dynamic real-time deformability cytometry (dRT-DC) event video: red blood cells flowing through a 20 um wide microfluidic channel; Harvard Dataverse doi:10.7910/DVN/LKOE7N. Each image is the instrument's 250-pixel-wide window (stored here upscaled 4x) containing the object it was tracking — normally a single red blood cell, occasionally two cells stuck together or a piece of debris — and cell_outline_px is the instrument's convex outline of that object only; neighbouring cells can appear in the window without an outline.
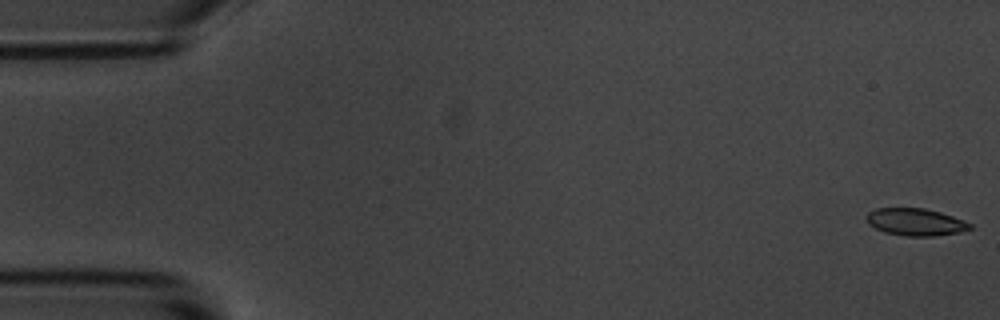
{"species": "common noctule bat (a hibernating species)", "species_latin": "Nyctalus noctula", "temperature_condition": "room temperature", "stored_images_in_passage": 55, "camera_frame_rate_fps": 3000, "um_per_image_px": 0.085, "animal": {"sex": "male", "body_mass_g": 20.1, "forearm_length_mm": 53.5}, "frame": {"image": 1, "passage_image": 1, "time_ms": 0.0, "image_size_px": [1000, 320], "cell_outline_px": [[972, 228], [960, 232], [932, 236], [904, 236], [884, 232], [868, 224], [868, 212], [876, 208], [924, 208], [940, 212], [952, 216], [972, 224]], "centroid_in_image_um": [77.82, 18.87], "position_along_channel_um": 7.2, "area_um2": 16.3}}
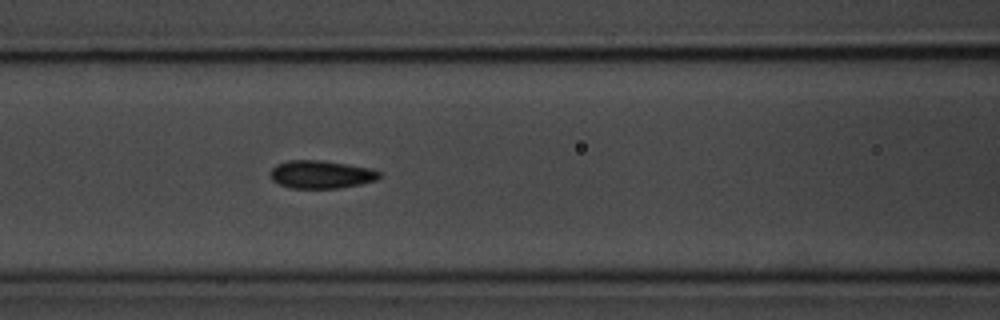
{"frame": {"image": 2, "passage_image": 23, "time_ms": 7.333, "image_size_px": [1000, 320], "cell_outline_px": [[380, 176], [376, 180], [360, 184], [340, 188], [292, 188], [280, 184], [272, 180], [268, 172], [276, 164], [288, 160], [320, 160], [372, 168], [380, 172]], "centroid_in_image_um": [27.27, 14.82], "position_along_channel_um": 139.3, "area_um2": 17.8}}
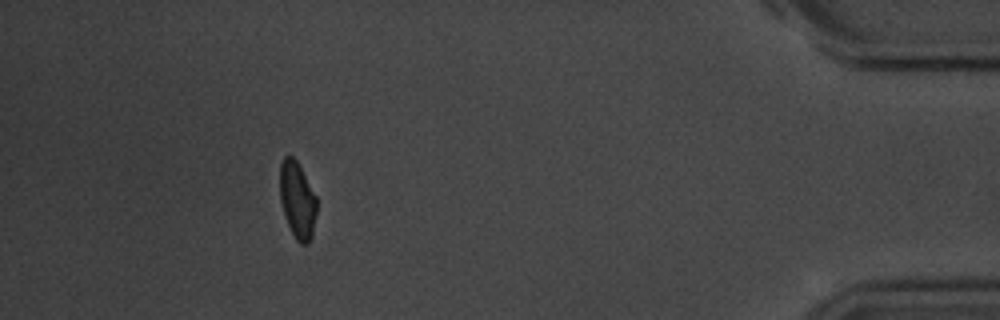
{"frame": {"image": 3, "passage_image": 50, "time_ms": 16.333, "image_size_px": [1000, 320], "cell_outline_px": [[316, 212], [312, 236], [308, 244], [300, 244], [296, 240], [284, 216], [280, 200], [280, 164], [284, 156], [292, 156], [296, 160], [316, 196]], "centroid_in_image_um": [25.26, 17.02], "position_along_channel_um": 409.9, "area_um2": 16.36}, "authors_computed_cell_mechanics": {"area_um2": 17.4556, "velocity_mm_per_s": 3.6514, "shape_relaxation_time_tau1_ms": 2.7889, "shape_relaxation_time_tau2_ms": 2.5075, "deformation_change_tau1": 0.1102, "deformation_change_tau2": 0.0584}}